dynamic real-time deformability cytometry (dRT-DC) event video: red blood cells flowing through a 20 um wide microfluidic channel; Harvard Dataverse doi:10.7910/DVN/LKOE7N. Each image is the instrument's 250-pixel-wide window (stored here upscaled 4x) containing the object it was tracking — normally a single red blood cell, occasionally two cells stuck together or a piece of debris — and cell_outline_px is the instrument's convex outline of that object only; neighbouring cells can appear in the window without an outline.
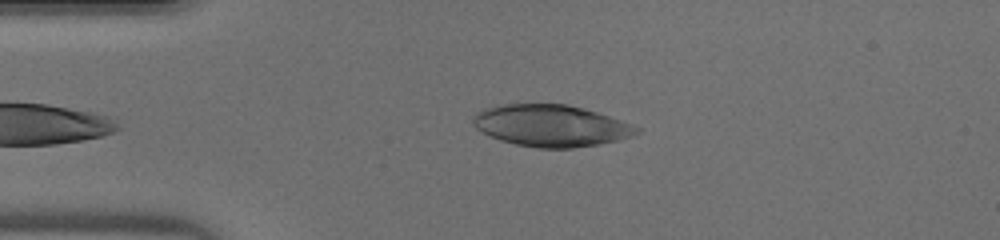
{"species": "human", "species_latin": "Homo sapiens", "temperature_condition": "warm", "stored_images_in_passage": 32, "camera_frame_rate_fps": 3000, "um_per_image_px": 0.085, "donor": {"sex": "male"}, "frame": {"image": 1, "passage_image": 1, "time_ms": 0.0, "image_size_px": [1000, 240], "cell_outline_px": [[640, 132], [632, 136], [620, 140], [572, 148], [540, 148], [516, 144], [500, 140], [476, 128], [472, 124], [472, 116], [476, 112], [484, 108], [500, 104], [568, 104], [584, 108], [632, 124], [640, 128]], "centroid_in_image_um": [46.82, 10.67], "position_along_channel_um": 38.2, "area_um2": 39.71}}
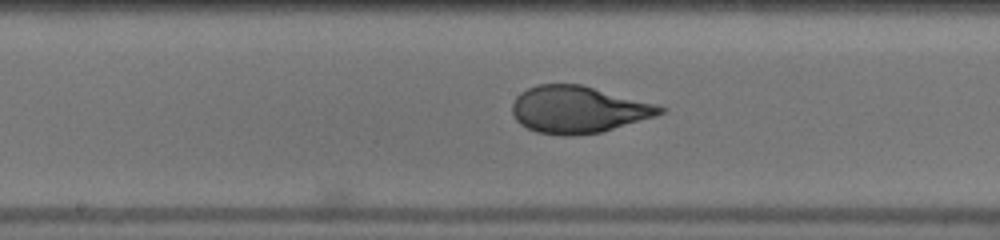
{"frame": {"image": 2, "passage_image": 14, "time_ms": 4.333, "image_size_px": [1000, 240], "cell_outline_px": [[668, 108], [664, 112], [656, 116], [600, 132], [572, 136], [560, 136], [536, 132], [520, 124], [516, 120], [512, 112], [512, 104], [516, 96], [520, 92], [536, 84], [580, 84], [656, 104]], "centroid_in_image_um": [49.12, 9.31], "position_along_channel_um": 199.1, "area_um2": 40.46}}
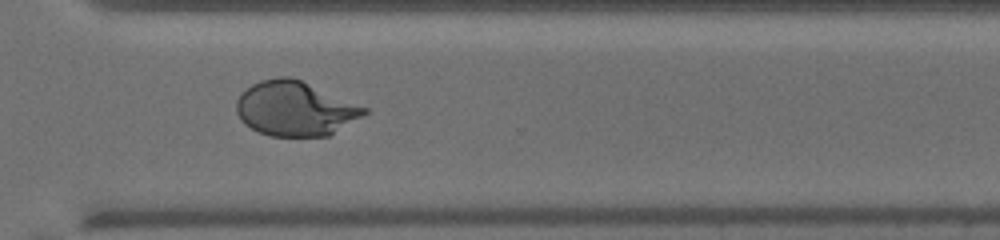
{"frame": {"image": 3, "passage_image": 24, "time_ms": 7.667, "image_size_px": [1000, 240], "cell_outline_px": [[368, 112], [328, 136], [268, 136], [244, 124], [240, 120], [236, 112], [236, 100], [252, 84], [260, 80], [280, 76], [292, 76], [368, 108]], "centroid_in_image_um": [25.06, 9.23], "position_along_channel_um": 345.5, "area_um2": 40.46}}